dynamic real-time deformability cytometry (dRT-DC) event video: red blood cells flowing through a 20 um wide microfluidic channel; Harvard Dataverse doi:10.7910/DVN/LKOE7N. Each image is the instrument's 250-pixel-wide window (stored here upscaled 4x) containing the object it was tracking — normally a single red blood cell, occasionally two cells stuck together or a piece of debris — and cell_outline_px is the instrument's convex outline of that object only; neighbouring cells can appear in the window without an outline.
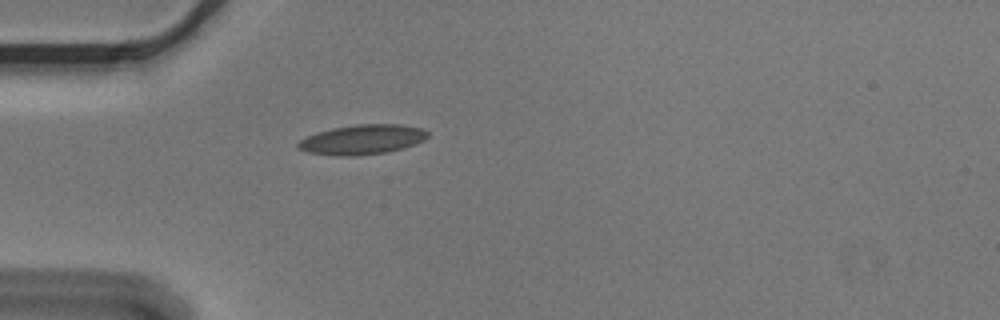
{"species": "Egyptian fruit bat (a non-hibernating species)", "species_latin": "Rousettus aegyptiacus", "temperature_condition": "cold", "stored_images_in_passage": 1, "camera_frame_rate_fps": 3000, "um_per_image_px": 0.085, "animal": {"sex": "male"}, "frame": {"image": 1, "passage_image": 1, "time_ms": 0.0, "image_size_px": [1000, 320], "cell_outline_px": [[428, 136], [424, 140], [404, 148], [384, 152], [356, 156], [336, 156], [308, 152], [296, 148], [296, 144], [300, 140], [316, 132], [332, 128], [356, 124], [400, 124], [424, 128], [428, 132]], "centroid_in_image_um": [30.79, 11.86], "position_along_channel_um": 54.2, "area_um2": 22.6}}